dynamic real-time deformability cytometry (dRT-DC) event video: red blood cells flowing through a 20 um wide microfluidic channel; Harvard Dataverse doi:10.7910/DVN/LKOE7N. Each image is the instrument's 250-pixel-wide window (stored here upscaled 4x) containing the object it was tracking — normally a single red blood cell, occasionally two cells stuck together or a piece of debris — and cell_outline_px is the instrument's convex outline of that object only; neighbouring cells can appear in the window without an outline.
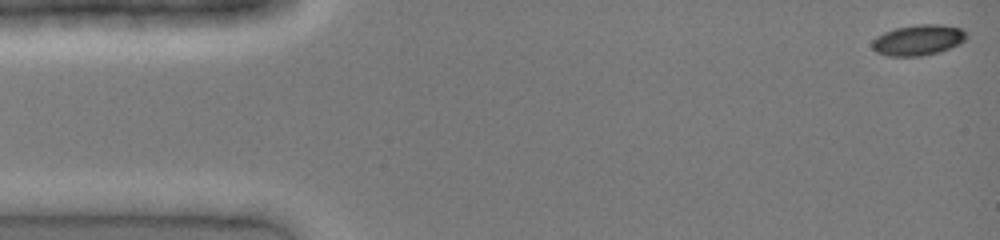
{"species": "common noctule bat (a hibernating species)", "species_latin": "Nyctalus noctula", "temperature_condition": "cold", "stored_images_in_passage": 42, "camera_frame_rate_fps": 3000, "um_per_image_px": 0.085, "animal": {"sex": "female", "body_mass_g": 19.0, "forearm_length_mm": 51.5}, "frame": {"image": 1, "passage_image": 1, "time_ms": 0.0, "image_size_px": [1000, 240], "cell_outline_px": [[968, 36], [960, 44], [940, 52], [920, 56], [888, 56], [876, 52], [872, 48], [872, 40], [876, 36], [884, 32], [896, 28], [916, 24], [940, 24], [960, 28]], "centroid_in_image_um": [78.03, 3.4], "position_along_channel_um": 7.0, "area_um2": 16.94}}
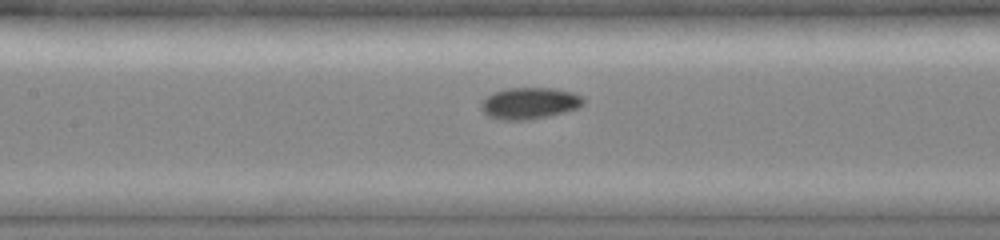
{"frame": {"image": 2, "passage_image": 19, "time_ms": 6.0, "image_size_px": [1000, 240], "cell_outline_px": [[584, 104], [576, 108], [528, 120], [500, 120], [488, 116], [480, 108], [484, 100], [492, 92], [508, 88], [552, 88], [572, 92], [580, 96], [584, 100]], "centroid_in_image_um": [44.96, 8.77], "position_along_channel_um": 162.4, "area_um2": 18.44}}
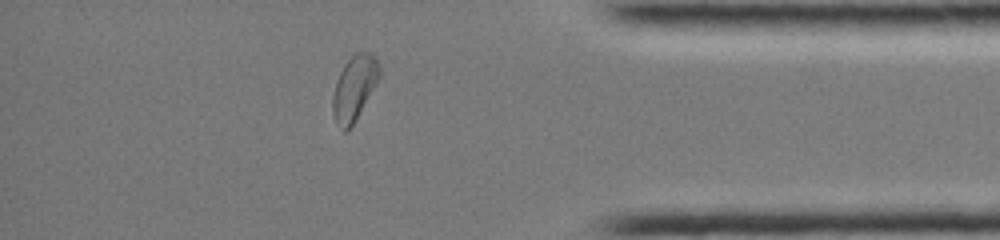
{"frame": {"image": 3, "passage_image": 36, "time_ms": 11.667, "image_size_px": [1000, 240], "cell_outline_px": [[380, 76], [352, 124], [344, 132], [336, 124], [332, 116], [332, 96], [336, 80], [344, 64], [356, 52], [368, 52], [380, 64]], "centroid_in_image_um": [30.07, 7.47], "position_along_channel_um": 405.1, "area_um2": 17.22}}